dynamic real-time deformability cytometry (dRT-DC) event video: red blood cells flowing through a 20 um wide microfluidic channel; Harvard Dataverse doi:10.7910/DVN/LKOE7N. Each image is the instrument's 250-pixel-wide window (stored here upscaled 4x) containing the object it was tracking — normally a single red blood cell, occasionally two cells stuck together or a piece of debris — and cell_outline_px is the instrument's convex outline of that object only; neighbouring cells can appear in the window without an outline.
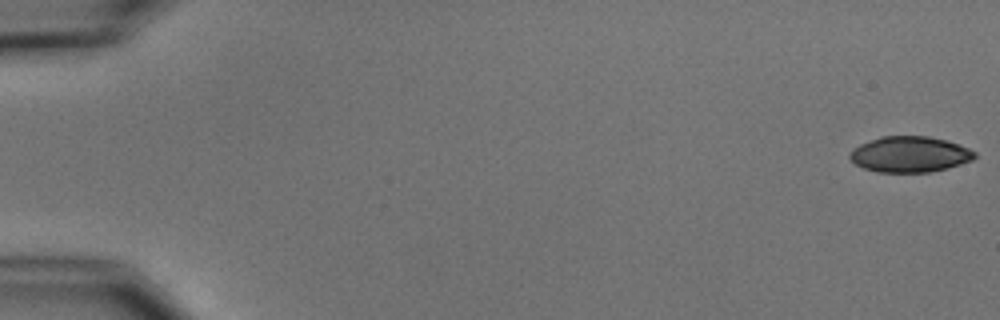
{"species": "common noctule bat (a hibernating species)", "species_latin": "Nyctalus noctula", "temperature_condition": "cold", "stored_images_in_passage": 7, "camera_frame_rate_fps": 3000, "um_per_image_px": 0.085, "animal": {"sex": "male", "body_mass_g": 15.6}, "frame": {"image": 1, "passage_image": 1, "time_ms": 0.0, "image_size_px": [1000, 320], "cell_outline_px": [[976, 156], [972, 160], [948, 168], [928, 172], [876, 172], [864, 168], [856, 164], [848, 156], [852, 148], [860, 144], [880, 136], [928, 136], [948, 140], [968, 148], [976, 152]], "centroid_in_image_um": [77.32, 13.11], "position_along_channel_um": 7.7, "area_um2": 26.13}}
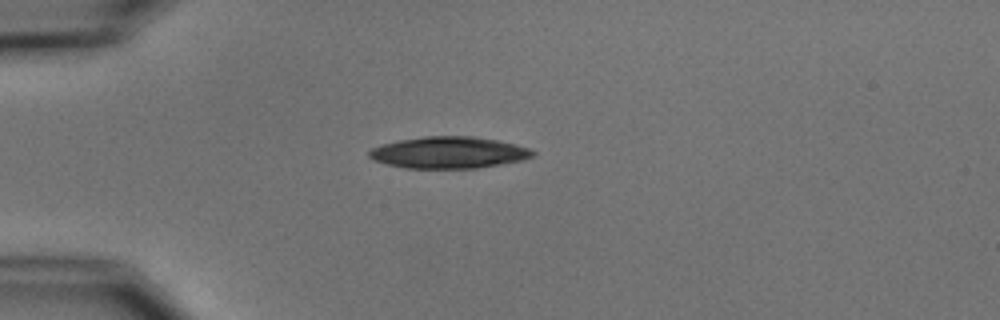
{"frame": {"image": 2, "passage_image": 5, "time_ms": 4.667, "image_size_px": [1000, 320], "cell_outline_px": [[536, 156], [524, 160], [476, 168], [404, 168], [372, 160], [368, 156], [368, 152], [372, 148], [384, 144], [400, 140], [424, 136], [472, 136], [496, 140], [516, 144], [532, 148], [536, 152]], "centroid_in_image_um": [38.2, 12.97], "position_along_channel_um": 46.8, "area_um2": 30.29}}